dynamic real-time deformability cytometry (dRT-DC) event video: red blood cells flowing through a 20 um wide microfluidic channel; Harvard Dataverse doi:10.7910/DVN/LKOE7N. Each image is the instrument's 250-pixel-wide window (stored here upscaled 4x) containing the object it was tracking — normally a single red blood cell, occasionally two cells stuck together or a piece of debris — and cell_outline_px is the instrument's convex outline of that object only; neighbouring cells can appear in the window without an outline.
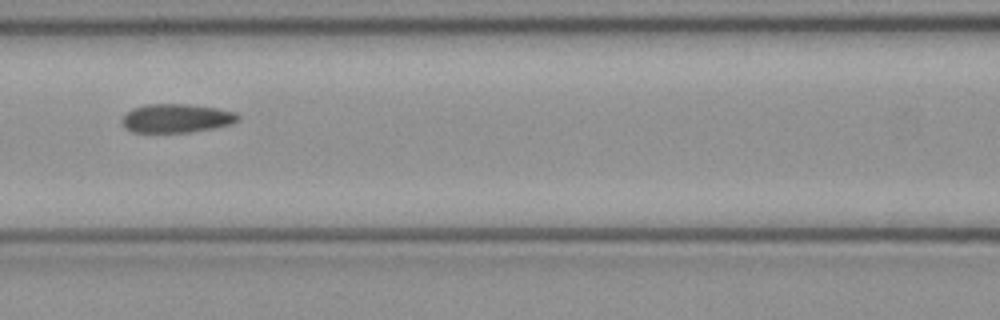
{"species": "common noctule bat (a hibernating species)", "species_latin": "Nyctalus noctula", "temperature_condition": "cold", "stored_images_in_passage": 7, "camera_frame_rate_fps": 3000, "um_per_image_px": 0.085, "animal": {"sex": "female", "body_mass_g": 21.9}, "frame": {"image": 1, "passage_image": 7, "time_ms": 2.0, "image_size_px": [1000, 320], "cell_outline_px": [[240, 120], [232, 124], [192, 132], [132, 132], [124, 128], [120, 120], [132, 108], [148, 104], [188, 104], [216, 108], [236, 112], [240, 116]], "centroid_in_image_um": [15.0, 10.05], "position_along_channel_um": 151.6, "area_um2": 19.54}}